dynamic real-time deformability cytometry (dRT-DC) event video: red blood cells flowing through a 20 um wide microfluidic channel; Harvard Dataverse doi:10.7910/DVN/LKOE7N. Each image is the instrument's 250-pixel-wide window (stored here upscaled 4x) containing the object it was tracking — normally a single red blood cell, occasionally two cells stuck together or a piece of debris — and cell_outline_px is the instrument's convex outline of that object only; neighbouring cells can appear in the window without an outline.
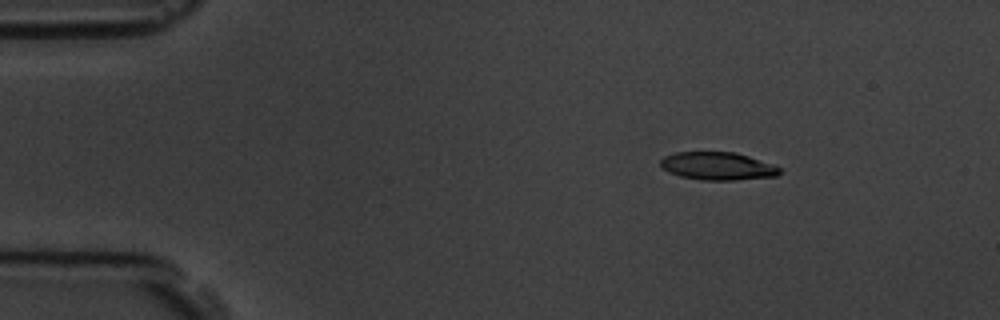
{"species": "common noctule bat (a hibernating species)", "species_latin": "Nyctalus noctula", "temperature_condition": "room temperature", "stored_images_in_passage": 9, "camera_frame_rate_fps": 3000, "um_per_image_px": 0.085, "animal": {"sex": "male", "body_mass_g": 19.5, "forearm_length_mm": 54.6}, "frame": {"image": 1, "passage_image": 2, "time_ms": 1.333, "image_size_px": [1000, 320], "cell_outline_px": [[784, 172], [776, 176], [736, 180], [704, 180], [680, 176], [668, 172], [660, 168], [660, 160], [664, 156], [676, 152], [736, 152], [776, 164]], "centroid_in_image_um": [61.04, 14.11], "position_along_channel_um": 24.0, "area_um2": 19.71}}
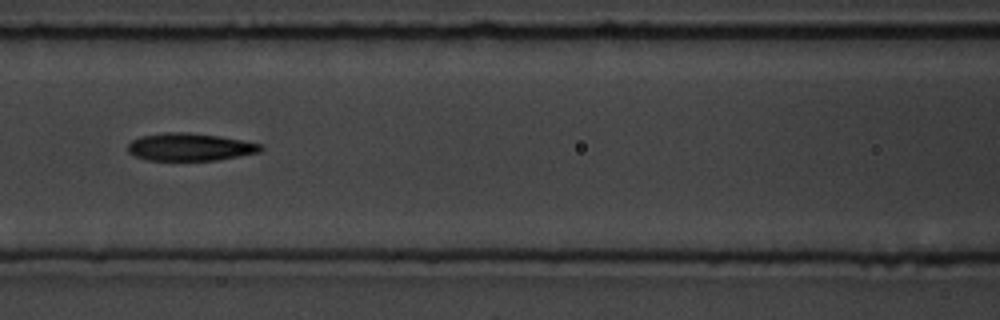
{"frame": {"image": 2, "passage_image": 6, "time_ms": 6.667, "image_size_px": [1000, 320], "cell_outline_px": [[264, 148], [260, 152], [216, 160], [148, 160], [136, 156], [128, 152], [128, 144], [132, 140], [140, 136], [164, 132], [188, 132], [220, 136], [244, 140], [264, 144]], "centroid_in_image_um": [16.17, 12.48], "position_along_channel_um": 150.4, "area_um2": 21.5}}
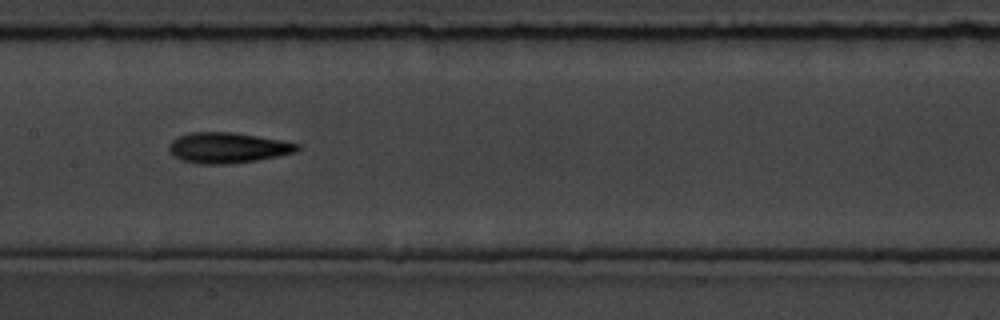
{"frame": {"image": 3, "passage_image": 7, "time_ms": 7.667, "image_size_px": [1000, 320], "cell_outline_px": [[300, 148], [296, 152], [256, 160], [228, 164], [200, 164], [180, 160], [172, 156], [168, 148], [168, 144], [176, 136], [188, 132], [236, 132], [284, 140], [300, 144]], "centroid_in_image_um": [19.32, 12.55], "position_along_channel_um": 188.1, "area_um2": 23.24}}